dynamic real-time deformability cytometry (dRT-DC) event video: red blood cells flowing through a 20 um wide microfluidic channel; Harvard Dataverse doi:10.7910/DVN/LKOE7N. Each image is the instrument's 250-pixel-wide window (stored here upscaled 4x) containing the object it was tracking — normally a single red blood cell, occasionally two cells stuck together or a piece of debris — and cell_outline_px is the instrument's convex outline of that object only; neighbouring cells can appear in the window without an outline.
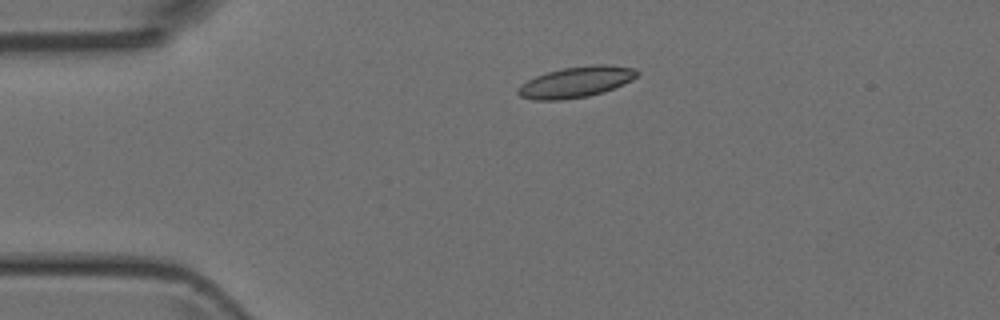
{"species": "Egyptian fruit bat (a non-hibernating species)", "species_latin": "Rousettus aegyptiacus", "temperature_condition": "room temperature", "stored_images_in_passage": 2, "camera_frame_rate_fps": 3000, "um_per_image_px": 0.085, "animal": {"sex": "female"}, "frame": {"image": 1, "passage_image": 1, "time_ms": 0.0, "image_size_px": [1000, 320], "cell_outline_px": [[640, 72], [632, 80], [624, 84], [604, 92], [588, 96], [560, 100], [532, 100], [520, 96], [516, 92], [516, 88], [520, 84], [536, 76], [548, 72], [564, 68], [592, 64], [608, 64], [636, 68]], "centroid_in_image_um": [48.97, 6.97], "position_along_channel_um": 36.0, "area_um2": 21.62}}